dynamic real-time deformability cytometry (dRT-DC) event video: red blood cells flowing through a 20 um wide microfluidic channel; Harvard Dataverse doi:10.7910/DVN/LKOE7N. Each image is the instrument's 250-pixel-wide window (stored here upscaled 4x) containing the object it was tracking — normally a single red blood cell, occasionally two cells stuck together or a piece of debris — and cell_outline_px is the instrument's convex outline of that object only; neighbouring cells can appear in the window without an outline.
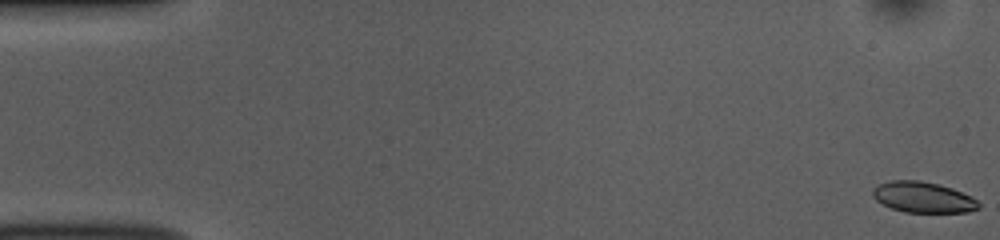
{"species": "common noctule bat (a hibernating species)", "species_latin": "Nyctalus noctula", "temperature_condition": "room temperature", "stored_images_in_passage": 52, "camera_frame_rate_fps": 3000, "um_per_image_px": 0.085, "animal": {"sex": "female", "body_mass_g": 10.0, "forearm_length_mm": 53.1}, "frame": {"image": 1, "passage_image": 1, "time_ms": 0.0, "image_size_px": [1000, 240], "cell_outline_px": [[980, 208], [968, 212], [904, 212], [892, 208], [876, 200], [872, 196], [872, 188], [888, 180], [920, 180], [940, 184], [952, 188], [972, 196], [980, 204]], "centroid_in_image_um": [78.47, 16.75], "position_along_channel_um": 6.5, "area_um2": 19.13}}
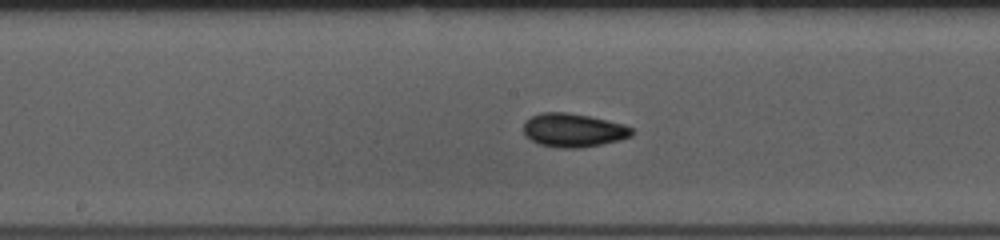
{"frame": {"image": 2, "passage_image": 27, "time_ms": 8.667, "image_size_px": [1000, 240], "cell_outline_px": [[636, 132], [632, 136], [620, 140], [580, 148], [560, 148], [540, 144], [524, 136], [524, 120], [540, 112], [568, 112], [588, 116], [624, 124], [632, 128]], "centroid_in_image_um": [48.73, 11.06], "position_along_channel_um": 199.5, "area_um2": 21.33}}
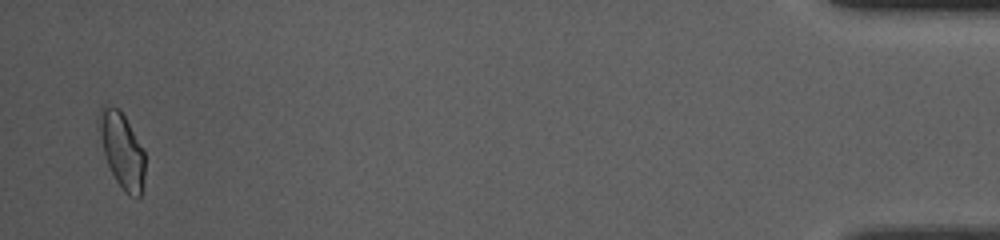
{"frame": {"image": 3, "passage_image": 51, "time_ms": 16.667, "image_size_px": [1000, 240], "cell_outline_px": [[144, 188], [140, 196], [128, 196], [116, 180], [108, 164], [104, 152], [96, 124], [96, 120], [100, 108], [104, 104], [120, 108], [144, 148]], "centroid_in_image_um": [10.36, 12.71], "position_along_channel_um": 424.8, "area_um2": 20.52}, "authors_computed_cell_mechanics": {"area_um2": 19.8543, "velocity_mm_per_s": 3.876, "shape_relaxation_time_tau1_ms": 3.2718, "shape_relaxation_time_tau2_ms": 2.2805, "deformation_change_tau1": 0.1081, "deformation_change_tau2": 0.0556}}